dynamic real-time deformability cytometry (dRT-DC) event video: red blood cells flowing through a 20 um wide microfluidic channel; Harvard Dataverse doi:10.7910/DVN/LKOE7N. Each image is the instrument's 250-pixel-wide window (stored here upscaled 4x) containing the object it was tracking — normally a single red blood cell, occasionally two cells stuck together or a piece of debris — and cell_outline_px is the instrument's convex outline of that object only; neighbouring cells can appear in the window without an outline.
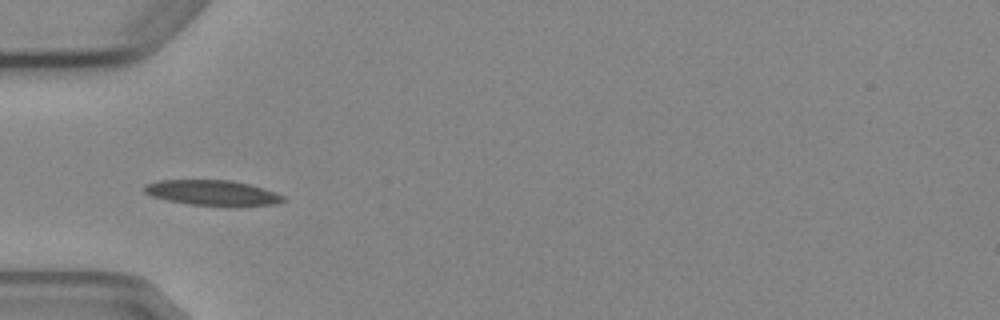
{"species": "Egyptian fruit bat (a non-hibernating species)", "species_latin": "Rousettus aegyptiacus", "temperature_condition": "cold", "stored_images_in_passage": 7, "camera_frame_rate_fps": 3000, "um_per_image_px": 0.085, "animal": {"sex": "female"}, "frame": {"image": 1, "passage_image": 4, "time_ms": 3.333, "image_size_px": [1000, 320], "cell_outline_px": [[284, 200], [276, 204], [188, 204], [168, 200], [152, 196], [144, 192], [144, 184], [156, 180], [232, 180], [264, 188], [284, 196]], "centroid_in_image_um": [17.97, 16.35], "position_along_channel_um": 67.0, "area_um2": 19.77}}
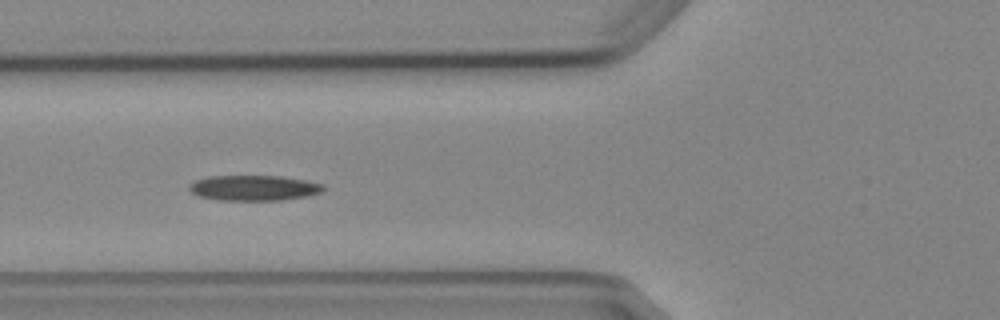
{"frame": {"image": 2, "passage_image": 5, "time_ms": 4.333, "image_size_px": [1000, 320], "cell_outline_px": [[324, 192], [304, 196], [280, 200], [220, 200], [200, 196], [192, 192], [188, 188], [188, 184], [196, 180], [208, 176], [284, 176], [308, 180], [324, 184]], "centroid_in_image_um": [21.61, 15.96], "position_along_channel_um": 104.2, "area_um2": 19.88}}